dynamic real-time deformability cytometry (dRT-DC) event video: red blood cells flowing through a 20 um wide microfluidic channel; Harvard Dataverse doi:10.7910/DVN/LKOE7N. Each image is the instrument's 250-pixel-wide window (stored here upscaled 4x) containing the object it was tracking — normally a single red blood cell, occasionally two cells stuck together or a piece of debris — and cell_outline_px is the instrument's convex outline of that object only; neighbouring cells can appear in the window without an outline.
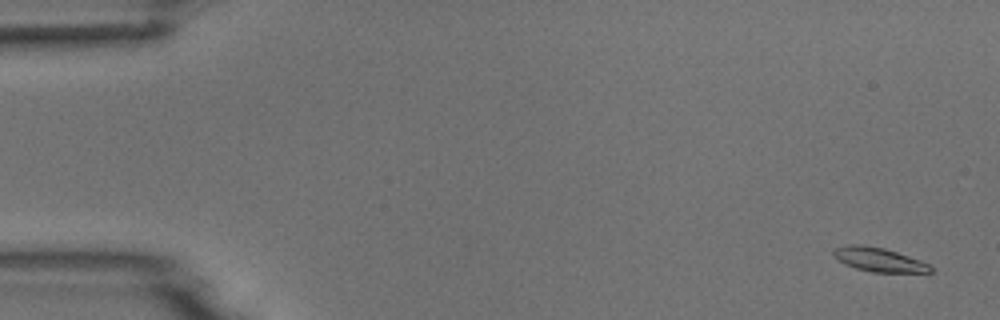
{"species": "common noctule bat (a hibernating species)", "species_latin": "Nyctalus noctula", "temperature_condition": "room temperature", "stored_images_in_passage": 5, "camera_frame_rate_fps": 3000, "um_per_image_px": 0.085, "animal": {"sex": "male", "body_mass_g": 18.8}, "frame": {"image": 1, "passage_image": 1, "time_ms": 0.0, "image_size_px": [1000, 320], "cell_outline_px": [[936, 268], [932, 272], [872, 272], [856, 268], [844, 264], [832, 256], [832, 252], [836, 248], [848, 244], [860, 244], [884, 248], [920, 260]], "centroid_in_image_um": [74.69, 22.07], "position_along_channel_um": 10.3, "area_um2": 13.58}}
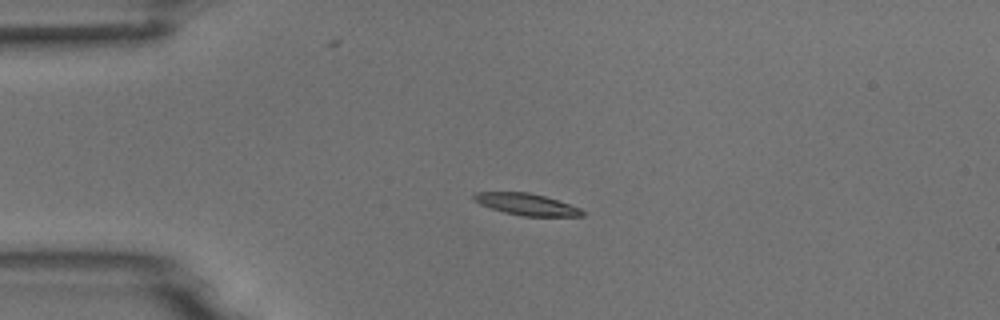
{"frame": {"image": 2, "passage_image": 4, "time_ms": 3.667, "image_size_px": [1000, 320], "cell_outline_px": [[584, 216], [524, 216], [504, 212], [480, 204], [472, 200], [472, 196], [476, 192], [528, 192], [544, 196], [580, 208], [584, 212]], "centroid_in_image_um": [44.72, 17.36], "position_along_channel_um": 40.3, "area_um2": 13.53}}